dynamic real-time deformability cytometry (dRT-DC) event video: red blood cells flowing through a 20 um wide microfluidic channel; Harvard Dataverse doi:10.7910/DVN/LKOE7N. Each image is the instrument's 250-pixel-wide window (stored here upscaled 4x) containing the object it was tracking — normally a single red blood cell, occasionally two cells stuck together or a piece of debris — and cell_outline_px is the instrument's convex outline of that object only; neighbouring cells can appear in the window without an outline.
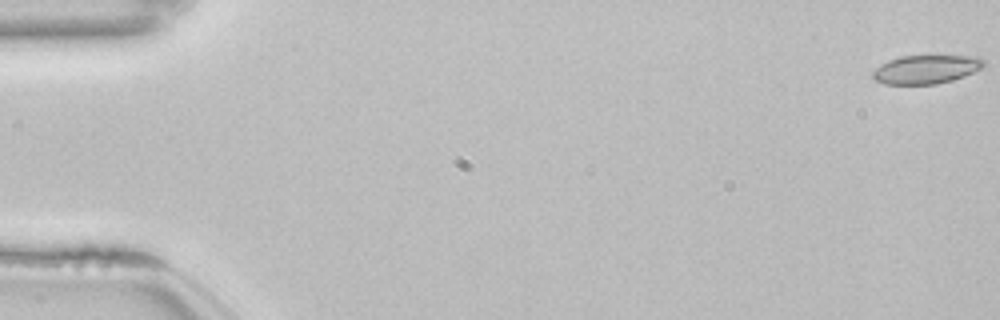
{"species": "common noctule bat (a hibernating species)", "species_latin": "Nyctalus noctula", "temperature_condition": "room temperature", "stored_images_in_passage": 25, "camera_frame_rate_fps": 3000, "um_per_image_px": 0.085, "animal": {"sex": "female", "body_mass_g": 22.7, "forearm_length_mm": 54.2}, "frame": {"image": 1, "passage_image": 1, "time_ms": 0.0, "image_size_px": [1000, 320], "cell_outline_px": [[984, 68], [964, 76], [952, 80], [936, 84], [884, 84], [872, 80], [872, 72], [880, 64], [888, 60], [900, 56], [980, 56], [984, 60]], "centroid_in_image_um": [78.71, 5.89], "position_along_channel_um": 6.3, "area_um2": 18.73}}
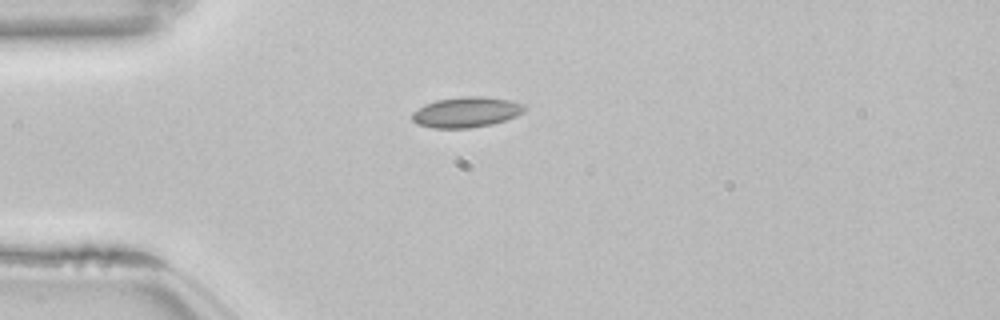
{"frame": {"image": 2, "passage_image": 15, "time_ms": 4.667, "image_size_px": [1000, 320], "cell_outline_px": [[524, 112], [516, 116], [492, 124], [468, 128], [432, 128], [416, 124], [412, 120], [412, 112], [424, 104], [436, 100], [460, 96], [484, 96], [508, 100], [524, 104]], "centroid_in_image_um": [39.59, 9.53], "position_along_channel_um": 45.4, "area_um2": 20.0}}
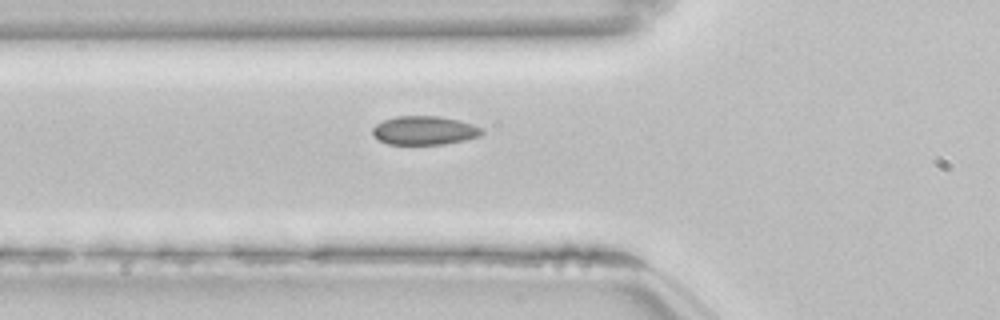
{"frame": {"image": 3, "passage_image": 20, "time_ms": 6.333, "image_size_px": [1000, 320], "cell_outline_px": [[484, 132], [480, 136], [464, 140], [444, 144], [388, 144], [380, 140], [372, 132], [372, 128], [376, 124], [384, 120], [396, 116], [436, 116], [460, 120], [484, 128]], "centroid_in_image_um": [36.11, 11.08], "position_along_channel_um": 89.7, "area_um2": 18.26}}